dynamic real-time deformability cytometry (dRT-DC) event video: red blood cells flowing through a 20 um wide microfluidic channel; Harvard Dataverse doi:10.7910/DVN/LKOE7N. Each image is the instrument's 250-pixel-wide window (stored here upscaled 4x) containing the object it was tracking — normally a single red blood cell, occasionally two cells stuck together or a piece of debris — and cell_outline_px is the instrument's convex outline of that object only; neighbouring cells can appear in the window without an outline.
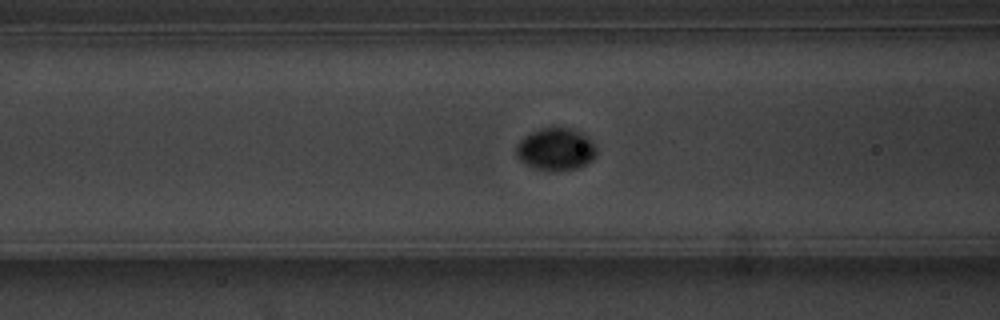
{"species": "common noctule bat (a hibernating species)", "species_latin": "Nyctalus noctula", "temperature_condition": "warm", "stored_images_in_passage": 58, "camera_frame_rate_fps": 3000, "um_per_image_px": 0.085, "animal": {"sex": "male", "body_mass_g": 20.1, "forearm_length_mm": 53.5}, "frame": {"image": 1, "passage_image": 24, "time_ms": 7.667, "image_size_px": [1000, 320], "cell_outline_px": [[596, 156], [592, 160], [580, 168], [556, 172], [548, 172], [536, 168], [520, 160], [516, 156], [516, 144], [524, 136], [540, 128], [568, 128], [580, 132], [596, 148]], "centroid_in_image_um": [47.22, 12.72], "position_along_channel_um": 119.4, "area_um2": 19.77}}
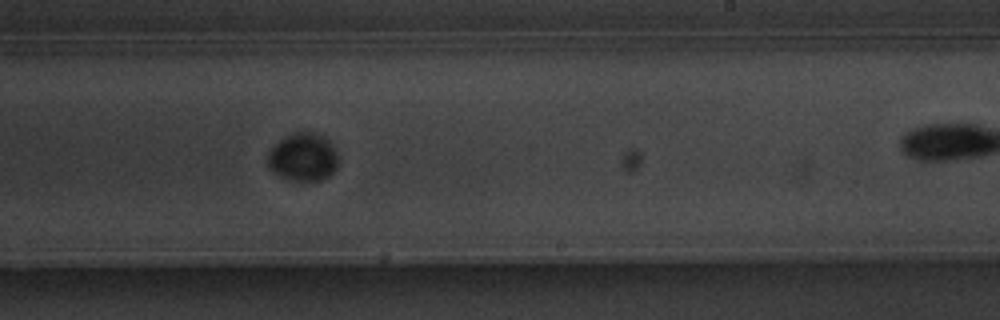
{"frame": {"image": 2, "passage_image": 36, "time_ms": 11.667, "image_size_px": [1000, 320], "cell_outline_px": [[336, 168], [328, 176], [320, 180], [288, 180], [280, 176], [268, 164], [268, 152], [284, 136], [292, 132], [316, 132], [324, 136], [332, 144], [336, 152]], "centroid_in_image_um": [25.76, 13.33], "position_along_channel_um": 263.2, "area_um2": 19.48}}
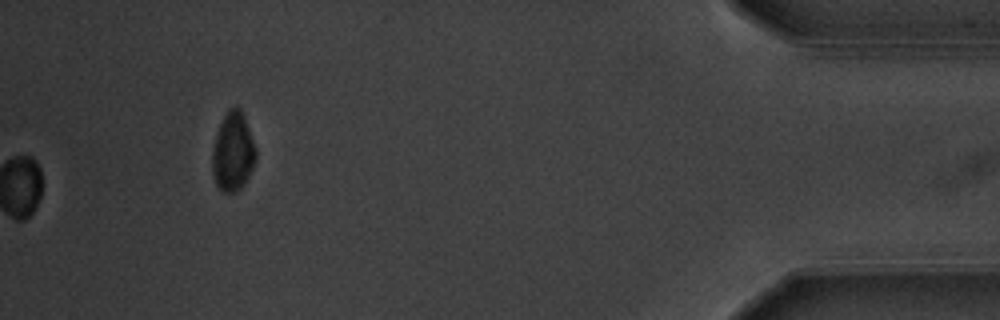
{"frame": {"image": 3, "passage_image": 58, "time_ms": 19.0, "image_size_px": [1000, 320], "cell_outline_px": [[256, 160], [244, 184], [236, 192], [224, 192], [216, 184], [212, 172], [212, 152], [216, 132], [228, 108], [240, 108], [244, 116], [256, 148]], "centroid_in_image_um": [19.79, 12.91], "position_along_channel_um": 415.4, "area_um2": 19.88}, "authors_computed_cell_mechanics": {"area_um2": 19.0162, "velocity_mm_per_s": 3.5957, "shape_relaxation_time_tau1_ms": 1.8044, "shape_relaxation_time_tau2_ms": null, "deformation_change_tau1": 0.0779, "deformation_change_tau2": null}}